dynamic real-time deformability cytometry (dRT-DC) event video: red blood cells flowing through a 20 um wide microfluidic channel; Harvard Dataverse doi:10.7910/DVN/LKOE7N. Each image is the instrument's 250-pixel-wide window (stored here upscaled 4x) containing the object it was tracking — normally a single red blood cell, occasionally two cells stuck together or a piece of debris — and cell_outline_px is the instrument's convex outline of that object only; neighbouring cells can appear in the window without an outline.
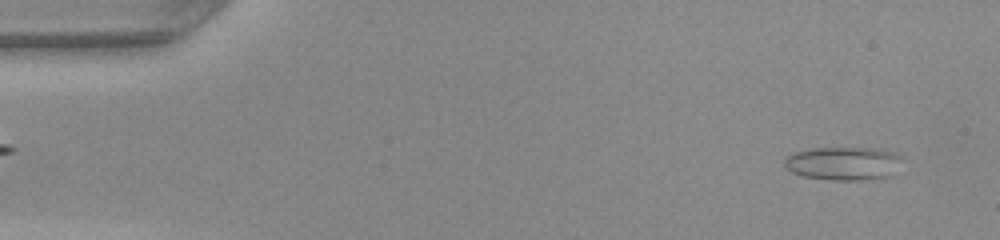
{"species": "common noctule bat (a hibernating species)", "species_latin": "Nyctalus noctula", "temperature_condition": "warm", "stored_images_in_passage": 48, "camera_frame_rate_fps": 3000, "um_per_image_px": 0.085, "animal": {"sex": "female", "body_mass_g": 22.0, "forearm_length_mm": 56.7}, "frame": {"image": 1, "passage_image": 3, "time_ms": 0.667, "image_size_px": [1000, 240], "cell_outline_px": [[904, 156], [888, 176], [860, 180], [832, 180], [804, 176], [792, 172], [784, 164], [784, 160], [788, 156], [796, 152], [812, 148], [880, 148], [896, 152]], "centroid_in_image_um": [71.7, 13.87], "position_along_channel_um": 13.3, "area_um2": 22.66}}
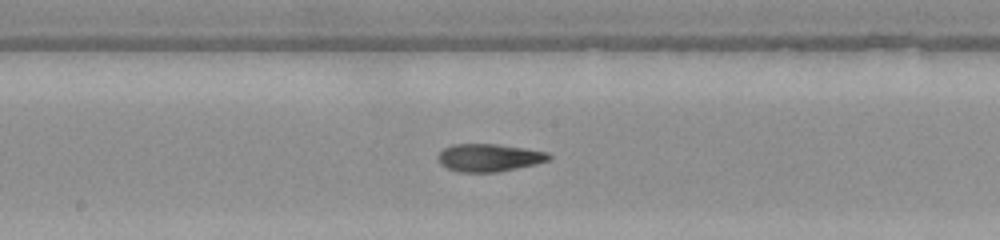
{"frame": {"image": 2, "passage_image": 25, "time_ms": 8.0, "image_size_px": [1000, 240], "cell_outline_px": [[552, 156], [548, 160], [536, 164], [496, 172], [460, 172], [448, 168], [440, 164], [436, 156], [444, 148], [452, 144], [496, 144], [524, 148], [548, 152]], "centroid_in_image_um": [41.55, 13.39], "position_along_channel_um": 206.6, "area_um2": 17.86}}
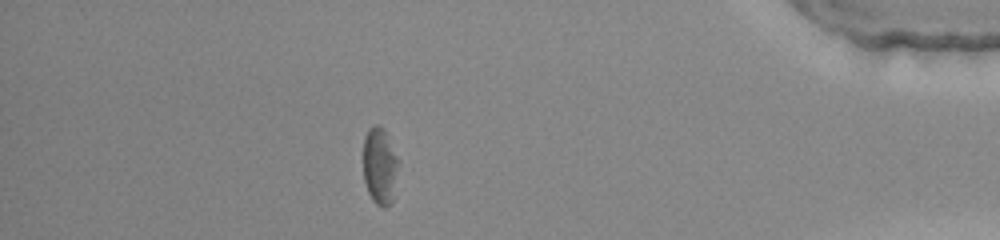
{"frame": {"image": 3, "passage_image": 42, "time_ms": 13.667, "image_size_px": [1000, 240], "cell_outline_px": [[400, 160], [392, 204], [384, 208], [376, 204], [372, 200], [368, 192], [364, 180], [364, 136], [368, 128], [372, 124], [380, 124], [384, 128]], "centroid_in_image_um": [32.31, 14.09], "position_along_channel_um": 402.9, "area_um2": 16.3}, "authors_computed_cell_mechanics": {"area_um2": 17.918, "velocity_mm_per_s": 4.2266, "shape_relaxation_time_tau1_ms": 6.5735, "shape_relaxation_time_tau2_ms": 3.0031, "deformation_change_tau1": 0.176, "deformation_change_tau2": 0.1222}}